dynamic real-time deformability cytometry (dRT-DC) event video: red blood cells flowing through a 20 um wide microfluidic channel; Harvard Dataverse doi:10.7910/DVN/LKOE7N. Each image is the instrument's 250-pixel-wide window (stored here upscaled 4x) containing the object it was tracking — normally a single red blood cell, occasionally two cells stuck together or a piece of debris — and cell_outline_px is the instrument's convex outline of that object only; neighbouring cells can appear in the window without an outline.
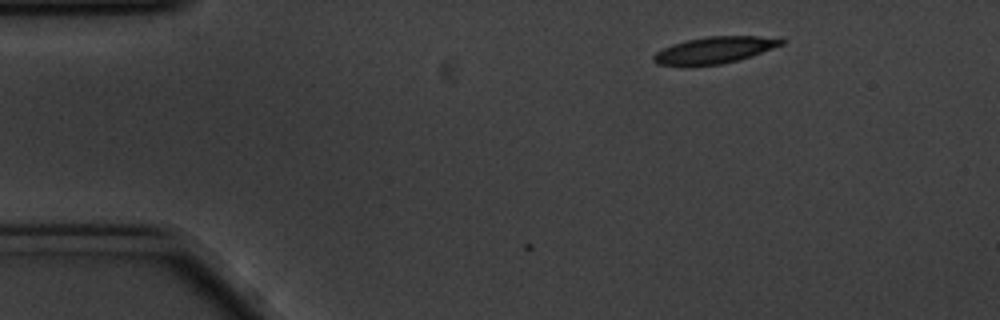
{"species": "common noctule bat (a hibernating species)", "species_latin": "Nyctalus noctula", "temperature_condition": "cold", "stored_images_in_passage": 6, "camera_frame_rate_fps": 3000, "um_per_image_px": 0.085, "animal": {"sex": "male", "body_mass_g": 20.1, "forearm_length_mm": 53.5}, "frame": {"image": 1, "passage_image": 1, "time_ms": 0.0, "image_size_px": [1000, 320], "cell_outline_px": [[784, 44], [752, 56], [720, 64], [684, 68], [656, 64], [652, 60], [652, 56], [656, 52], [672, 44], [688, 40], [708, 36], [780, 36], [784, 40]], "centroid_in_image_um": [60.71, 4.28], "position_along_channel_um": 24.3, "area_um2": 20.46}}